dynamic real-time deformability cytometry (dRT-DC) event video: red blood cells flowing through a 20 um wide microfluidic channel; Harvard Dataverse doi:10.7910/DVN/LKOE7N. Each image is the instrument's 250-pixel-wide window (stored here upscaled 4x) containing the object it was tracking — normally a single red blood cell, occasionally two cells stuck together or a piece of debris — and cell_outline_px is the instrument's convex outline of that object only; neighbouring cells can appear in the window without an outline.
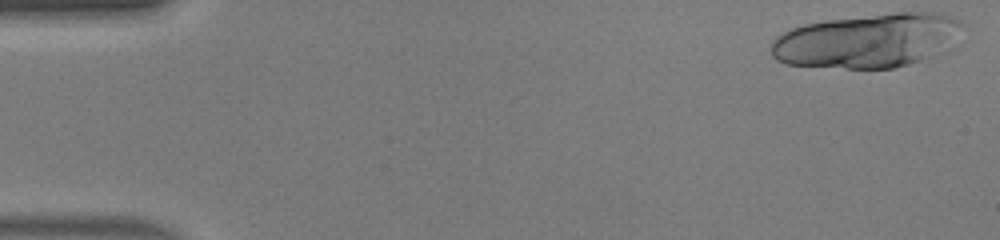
{"species": "human", "species_latin": "Homo sapiens", "temperature_condition": "warm", "stored_images_in_passage": 16, "camera_frame_rate_fps": 3000, "um_per_image_px": 0.085, "donor": {"sex": "male"}, "frame": {"image": 1, "passage_image": 1, "time_ms": 0.0, "image_size_px": [1000, 240], "cell_outline_px": [[964, 24], [928, 56], [920, 60], [896, 68], [848, 68], [784, 64], [776, 60], [772, 56], [772, 40], [776, 36], [792, 28], [804, 24], [824, 20], [896, 12], [932, 12], [948, 16], [960, 20]], "centroid_in_image_um": [73.55, 3.44], "position_along_channel_um": 11.4, "area_um2": 58.72}}